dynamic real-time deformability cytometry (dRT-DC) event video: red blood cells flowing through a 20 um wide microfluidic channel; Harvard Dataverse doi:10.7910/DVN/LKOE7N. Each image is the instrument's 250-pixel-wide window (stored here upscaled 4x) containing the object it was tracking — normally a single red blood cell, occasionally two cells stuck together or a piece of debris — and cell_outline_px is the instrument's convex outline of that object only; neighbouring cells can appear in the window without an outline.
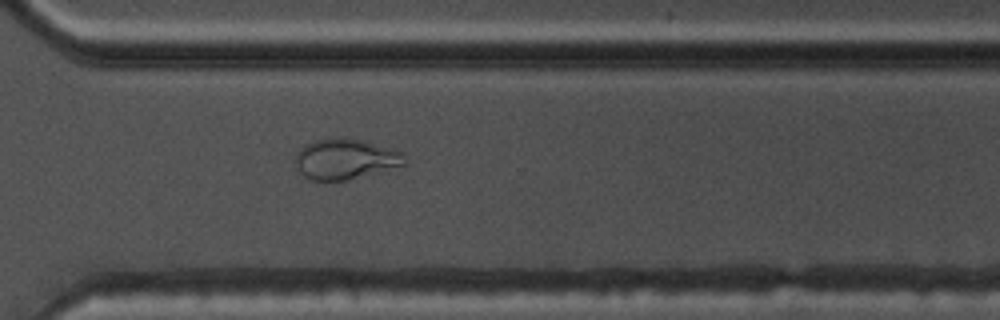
{"species": "common noctule bat (a hibernating species)", "species_latin": "Nyctalus noctula", "temperature_condition": "warm", "stored_images_in_passage": 50, "camera_frame_rate_fps": 3000, "um_per_image_px": 0.085, "animal": {"sex": "male", "body_mass_g": 17.5, "forearm_length_mm": 52.3}, "frame": {"image": 1, "passage_image": 35, "time_ms": 11.333, "image_size_px": [1000, 320], "cell_outline_px": [[408, 164], [344, 180], [308, 180], [300, 172], [292, 160], [296, 152], [304, 144], [316, 140], [336, 136], [340, 136], [360, 140], [400, 152]], "centroid_in_image_um": [29.24, 13.51], "position_along_channel_um": 341.4, "area_um2": 25.61}}
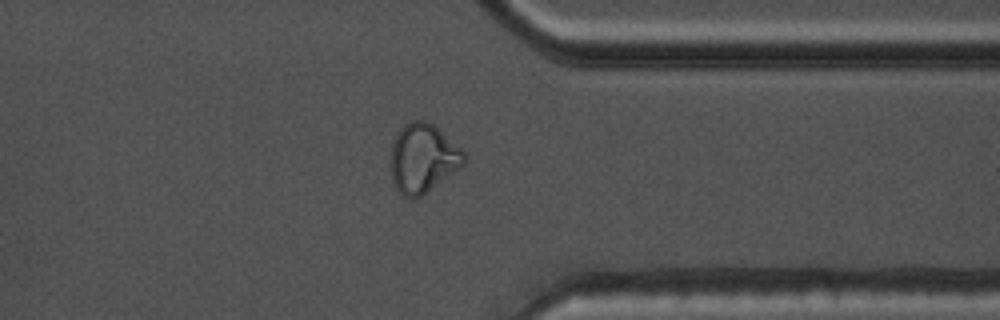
{"frame": {"image": 2, "passage_image": 38, "time_ms": 12.333, "image_size_px": [1000, 320], "cell_outline_px": [[468, 156], [464, 164], [416, 200], [408, 200], [396, 188], [392, 180], [392, 144], [396, 132], [408, 120], [424, 120], [432, 124], [460, 148]], "centroid_in_image_um": [35.93, 13.46], "position_along_channel_um": 375.5, "area_um2": 29.3}}
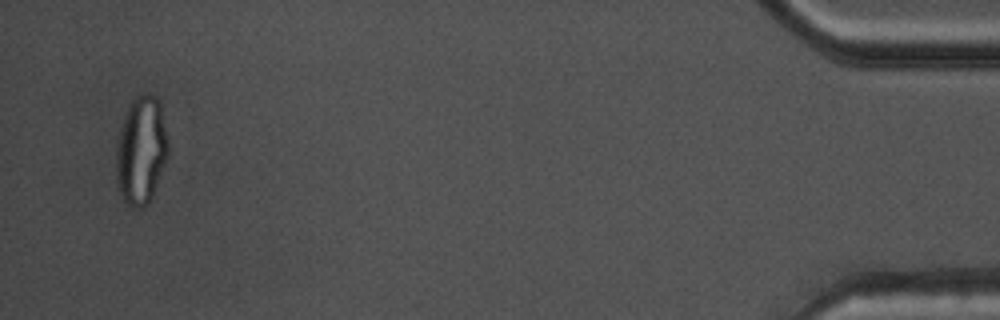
{"frame": {"image": 3, "passage_image": 48, "time_ms": 15.667, "image_size_px": [1000, 320], "cell_outline_px": [[168, 156], [152, 196], [148, 204], [144, 208], [132, 208], [120, 196], [116, 184], [116, 144], [120, 128], [128, 104], [136, 96], [144, 92], [152, 92], [156, 96], [160, 104], [168, 140]], "centroid_in_image_um": [11.98, 12.77], "position_along_channel_um": 423.2, "area_um2": 33.29}, "authors_computed_cell_mechanics": {"area_um2": 26.5013, "velocity_mm_per_s": 3.7975, "shape_relaxation_time_tau1_ms": null, "shape_relaxation_time_tau2_ms": 1.1342, "deformation_change_tau1": null, "deformation_change_tau2": 0.0784}}